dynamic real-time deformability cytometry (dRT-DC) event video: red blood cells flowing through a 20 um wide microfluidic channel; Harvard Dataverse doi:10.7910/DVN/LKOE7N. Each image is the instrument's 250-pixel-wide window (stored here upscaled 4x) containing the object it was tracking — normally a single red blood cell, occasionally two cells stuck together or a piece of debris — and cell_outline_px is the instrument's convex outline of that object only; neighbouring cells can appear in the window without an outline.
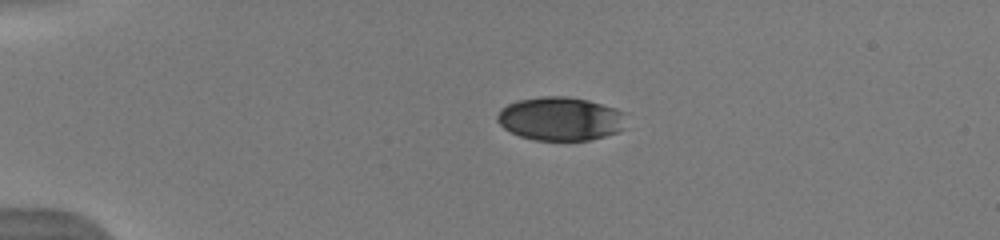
{"species": "human", "species_latin": "Homo sapiens", "temperature_condition": "warm", "stored_images_in_passage": 41, "camera_frame_rate_fps": 3000, "um_per_image_px": 0.085, "donor": {"sex": "male"}, "frame": {"image": 1, "passage_image": 1, "time_ms": 0.0, "image_size_px": [1000, 240], "cell_outline_px": [[624, 112], [620, 128], [616, 132], [604, 136], [588, 140], [536, 140], [520, 136], [504, 128], [496, 120], [496, 116], [508, 104], [520, 100], [544, 96], [568, 96], [588, 100], [616, 108]], "centroid_in_image_um": [47.6, 10.09], "position_along_channel_um": 37.4, "area_um2": 32.19}}
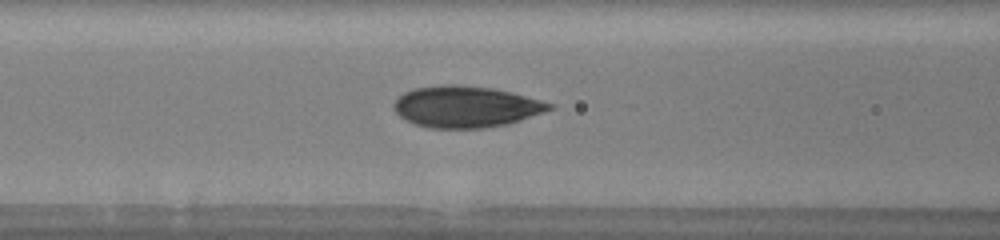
{"frame": {"image": 2, "passage_image": 12, "time_ms": 3.667, "image_size_px": [1000, 240], "cell_outline_px": [[556, 108], [504, 124], [480, 128], [428, 128], [416, 124], [400, 116], [392, 108], [392, 104], [404, 92], [412, 88], [444, 84], [456, 84], [492, 88], [512, 92], [540, 100], [552, 104]], "centroid_in_image_um": [39.55, 9.05], "position_along_channel_um": 127.0, "area_um2": 37.22}}
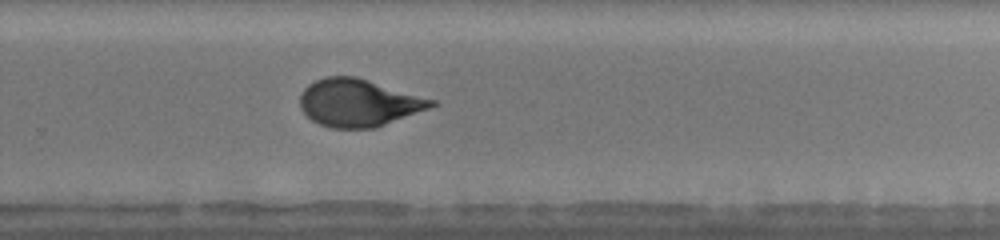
{"frame": {"image": 3, "passage_image": 25, "time_ms": 8.0, "image_size_px": [1000, 240], "cell_outline_px": [[440, 104], [376, 128], [332, 128], [320, 124], [312, 120], [300, 108], [300, 96], [304, 88], [308, 84], [316, 80], [328, 76], [356, 76], [436, 100]], "centroid_in_image_um": [30.49, 8.73], "position_along_channel_um": 299.3, "area_um2": 36.36}, "authors_computed_cell_mechanics": {"area_um2": 36.4718, "velocity_mm_per_s": 3.9845, "shape_relaxation_time_tau1_ms": 5.021, "shape_relaxation_time_tau2_ms": 0.9484, "deformation_change_tau1": 0.1798, "deformation_change_tau2": 0.0559}}